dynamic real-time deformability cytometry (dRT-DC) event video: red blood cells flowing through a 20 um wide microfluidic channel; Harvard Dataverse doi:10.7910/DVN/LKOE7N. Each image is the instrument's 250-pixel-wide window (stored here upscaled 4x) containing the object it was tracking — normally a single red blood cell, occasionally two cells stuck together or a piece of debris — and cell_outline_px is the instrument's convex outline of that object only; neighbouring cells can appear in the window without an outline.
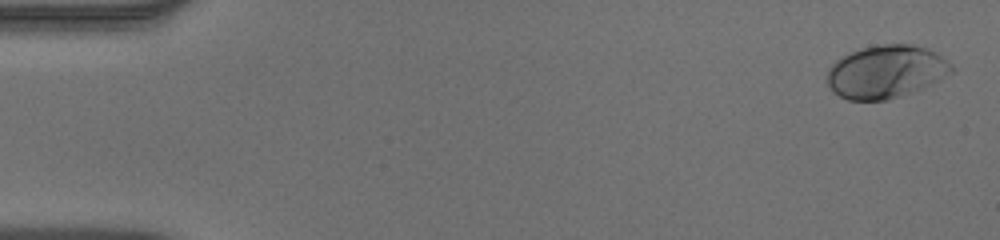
{"species": "human", "species_latin": "Homo sapiens", "temperature_condition": "warm", "stored_images_in_passage": 53, "camera_frame_rate_fps": 3000, "um_per_image_px": 0.085, "donor": {"sex": "male"}, "frame": {"image": 1, "passage_image": 2, "time_ms": 0.333, "image_size_px": [1000, 240], "cell_outline_px": [[952, 72], [940, 80], [912, 92], [888, 100], [848, 100], [832, 92], [828, 84], [828, 68], [836, 60], [860, 48], [884, 44], [912, 44], [928, 48], [936, 52], [952, 64]], "centroid_in_image_um": [75.32, 6.09], "position_along_channel_um": 9.7, "area_um2": 38.32}}
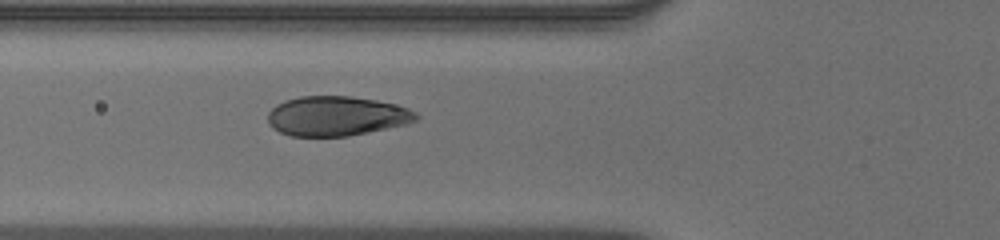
{"frame": {"image": 2, "passage_image": 20, "time_ms": 6.333, "image_size_px": [1000, 240], "cell_outline_px": [[420, 116], [416, 120], [408, 124], [348, 136], [292, 136], [280, 132], [272, 128], [268, 124], [268, 112], [276, 104], [284, 100], [300, 96], [352, 96], [376, 100], [408, 108], [416, 112]], "centroid_in_image_um": [28.59, 9.86], "position_along_channel_um": 97.2, "area_um2": 34.39}}
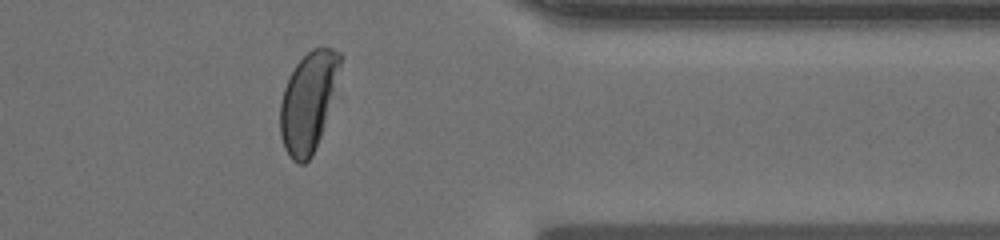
{"frame": {"image": 3, "passage_image": 43, "time_ms": 14.0, "image_size_px": [1000, 240], "cell_outline_px": [[340, 64], [320, 136], [312, 156], [304, 164], [300, 164], [292, 160], [288, 156], [284, 148], [280, 136], [280, 100], [284, 88], [296, 64], [312, 48], [332, 48], [340, 52]], "centroid_in_image_um": [26.14, 8.68], "position_along_channel_um": 385.3, "area_um2": 33.7}, "authors_computed_cell_mechanics": {"area_um2": 36.2406, "velocity_mm_per_s": 3.906, "shape_relaxation_time_tau1_ms": 2.5305, "shape_relaxation_time_tau2_ms": null, "deformation_change_tau1": 0.1634, "deformation_change_tau2": null}}